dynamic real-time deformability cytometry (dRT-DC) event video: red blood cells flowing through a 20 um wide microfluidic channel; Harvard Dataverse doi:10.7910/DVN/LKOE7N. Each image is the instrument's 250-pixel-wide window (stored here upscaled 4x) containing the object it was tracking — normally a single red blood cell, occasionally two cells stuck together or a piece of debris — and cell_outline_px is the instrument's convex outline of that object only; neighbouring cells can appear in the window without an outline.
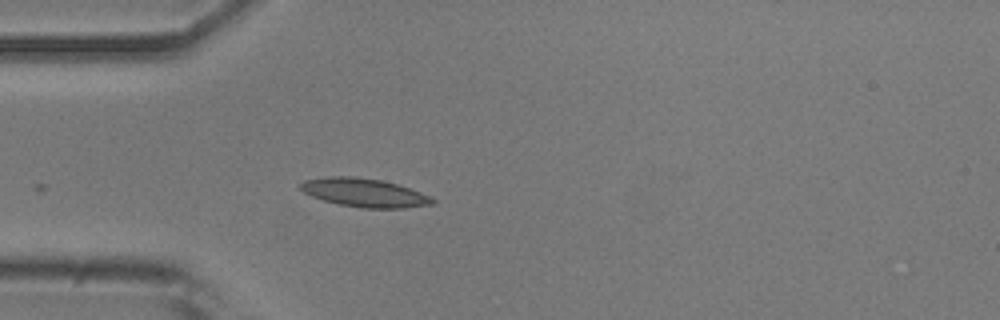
{"species": "common noctule bat (a hibernating species)", "species_latin": "Nyctalus noctula", "temperature_condition": "room temperature", "stored_images_in_passage": 6, "camera_frame_rate_fps": 3000, "um_per_image_px": 0.085, "animal": {"sex": "male", "body_mass_g": 20.5, "forearm_length_mm": 52.5}, "frame": {"image": 1, "passage_image": 1, "time_ms": 0.0, "image_size_px": [1000, 320], "cell_outline_px": [[436, 204], [404, 208], [360, 208], [340, 204], [324, 200], [312, 196], [304, 192], [300, 188], [300, 184], [304, 180], [324, 176], [352, 176], [380, 180], [396, 184], [432, 196], [436, 200]], "centroid_in_image_um": [30.99, 16.38], "position_along_channel_um": 54.0, "area_um2": 21.96}}